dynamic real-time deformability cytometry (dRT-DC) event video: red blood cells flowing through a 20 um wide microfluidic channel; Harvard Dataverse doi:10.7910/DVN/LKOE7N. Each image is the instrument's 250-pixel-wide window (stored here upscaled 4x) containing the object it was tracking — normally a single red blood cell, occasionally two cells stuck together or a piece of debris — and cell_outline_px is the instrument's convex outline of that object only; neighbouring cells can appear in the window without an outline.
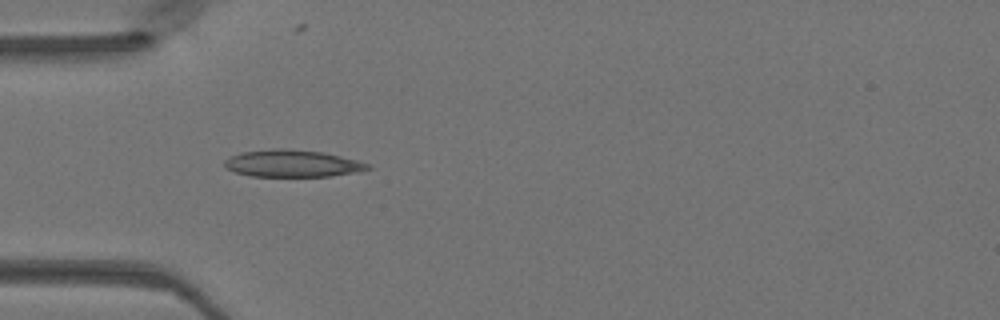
{"species": "Egyptian fruit bat (a non-hibernating species)", "species_latin": "Rousettus aegyptiacus", "temperature_condition": "warm", "stored_images_in_passage": 34, "camera_frame_rate_fps": 3000, "um_per_image_px": 0.085, "animal": {"sex": "female"}, "frame": {"image": 1, "passage_image": 1, "time_ms": 0.0, "image_size_px": [1000, 320], "cell_outline_px": [[372, 168], [360, 172], [332, 176], [252, 176], [236, 172], [228, 168], [224, 164], [224, 160], [240, 152], [272, 148], [284, 148], [324, 152], [372, 164]], "centroid_in_image_um": [24.91, 13.89], "position_along_channel_um": 60.1, "area_um2": 22.72}}
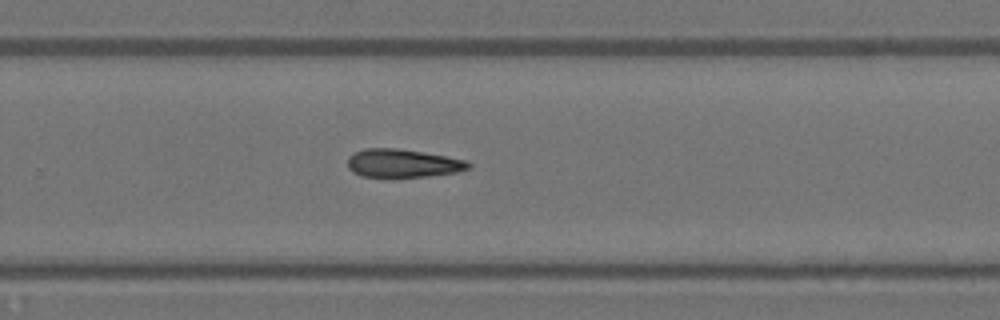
{"frame": {"image": 2, "passage_image": 18, "time_ms": 5.667, "image_size_px": [1000, 320], "cell_outline_px": [[472, 164], [468, 168], [456, 172], [428, 176], [392, 180], [360, 176], [352, 172], [348, 168], [348, 156], [352, 152], [364, 148], [396, 148], [468, 160]], "centroid_in_image_um": [34.15, 13.92], "position_along_channel_um": 295.6, "area_um2": 20.69}}
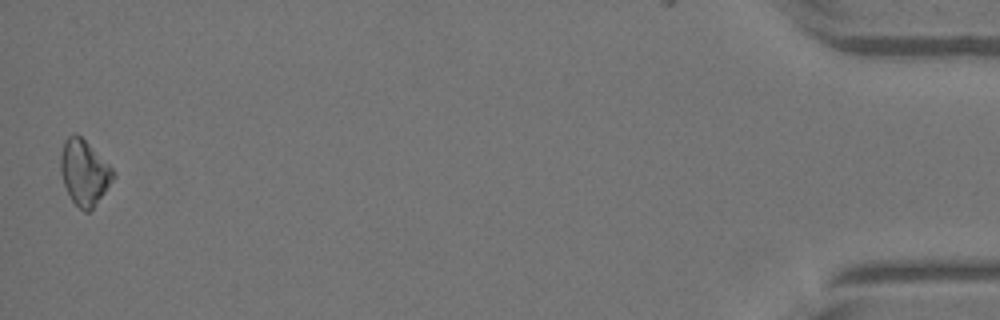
{"frame": {"image": 3, "passage_image": 34, "time_ms": 11.0, "image_size_px": [1000, 320], "cell_outline_px": [[116, 176], [92, 208], [88, 212], [84, 212], [72, 200], [64, 184], [60, 172], [60, 156], [64, 140], [68, 136], [76, 132], [116, 172]], "centroid_in_image_um": [7.14, 14.64], "position_along_channel_um": 428.1, "area_um2": 19.65}}